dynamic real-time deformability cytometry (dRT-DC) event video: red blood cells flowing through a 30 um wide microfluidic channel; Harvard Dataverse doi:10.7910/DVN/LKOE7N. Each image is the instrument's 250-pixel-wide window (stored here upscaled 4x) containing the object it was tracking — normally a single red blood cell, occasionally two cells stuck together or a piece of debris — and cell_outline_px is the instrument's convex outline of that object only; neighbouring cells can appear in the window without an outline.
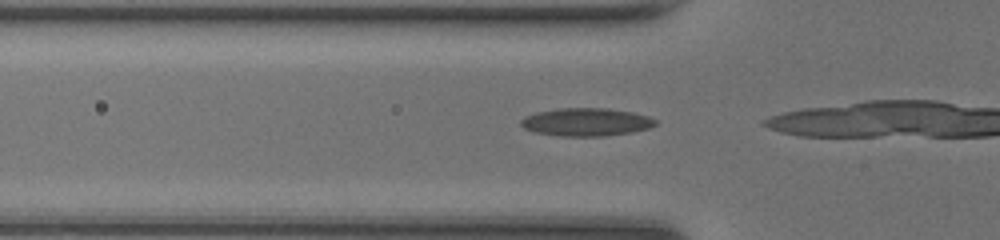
{"species": "common noctule bat (a hibernating species)", "species_latin": "Nyctalus noctula", "temperature_condition": "room temperature", "stored_images_in_passage": 15, "camera_frame_rate_fps": 3000, "um_per_image_px": 0.085, "animal": {"sex": "female", "body_mass_g": 20.0, "forearm_length_mm": 54.0}, "frame": {"image": 1, "passage_image": 12, "time_ms": 3.667, "image_size_px": [1000, 240], "cell_outline_px": [[656, 124], [648, 128], [632, 132], [604, 136], [560, 136], [536, 132], [524, 128], [520, 124], [520, 120], [524, 116], [536, 112], [560, 108], [608, 108], [632, 112], [648, 116], [656, 120]], "centroid_in_image_um": [49.81, 10.37], "position_along_channel_um": 76.0, "area_um2": 21.91}}